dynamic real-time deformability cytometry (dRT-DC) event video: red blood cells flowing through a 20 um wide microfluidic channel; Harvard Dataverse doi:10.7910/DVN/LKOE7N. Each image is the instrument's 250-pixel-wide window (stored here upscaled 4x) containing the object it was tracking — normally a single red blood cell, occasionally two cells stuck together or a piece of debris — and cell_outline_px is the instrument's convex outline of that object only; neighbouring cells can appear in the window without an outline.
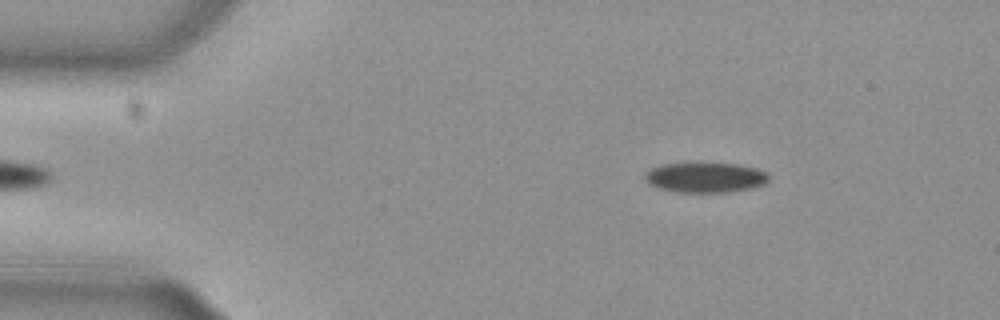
{"species": "common noctule bat (a hibernating species)", "species_latin": "Nyctalus noctula", "temperature_condition": "cold", "stored_images_in_passage": 48, "camera_frame_rate_fps": 3000, "um_per_image_px": 0.085, "animal": {"sex": "female", "body_mass_g": 29.2, "forearm_length_mm": 56.3}, "frame": {"image": 1, "passage_image": 2, "time_ms": 0.333, "image_size_px": [1000, 320], "cell_outline_px": [[768, 180], [764, 184], [752, 188], [724, 192], [676, 192], [656, 188], [648, 184], [644, 176], [652, 168], [660, 164], [736, 164], [756, 168], [764, 172], [768, 176]], "centroid_in_image_um": [59.92, 15.1], "position_along_channel_um": 25.1, "area_um2": 21.39}}
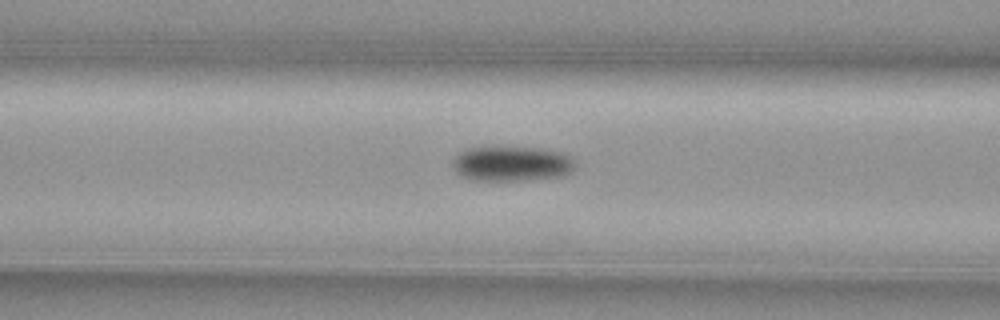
{"frame": {"image": 2, "passage_image": 15, "time_ms": 4.667, "image_size_px": [1000, 320], "cell_outline_px": [[576, 168], [572, 172], [564, 176], [524, 180], [472, 180], [460, 176], [456, 172], [452, 164], [452, 160], [460, 152], [468, 148], [536, 148], [560, 152], [576, 160]], "centroid_in_image_um": [43.52, 13.94], "position_along_channel_um": 123.1, "area_um2": 24.91}}
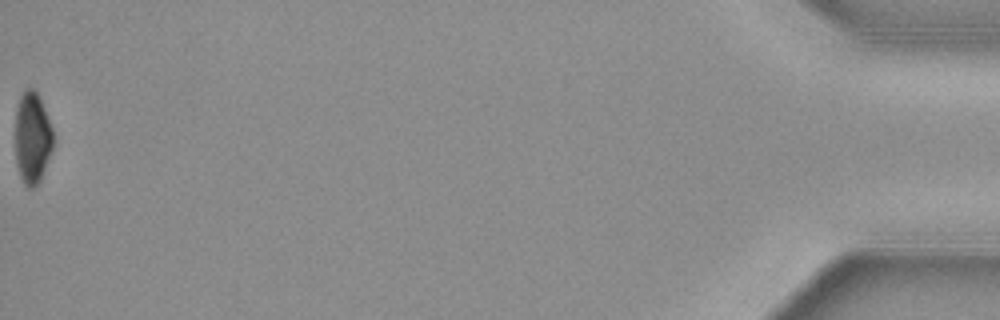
{"frame": {"image": 3, "passage_image": 48, "time_ms": 15.667, "image_size_px": [1000, 320], "cell_outline_px": [[56, 140], [40, 180], [36, 188], [28, 188], [24, 184], [20, 176], [16, 164], [16, 108], [20, 96], [24, 88], [32, 88], [36, 92], [40, 100], [52, 128]], "centroid_in_image_um": [2.76, 11.74], "position_along_channel_um": 432.4, "area_um2": 20.35}, "authors_computed_cell_mechanics": {"area_um2": 23.8425, "velocity_mm_per_s": 3.803, "shape_relaxation_time_tau1_ms": 4.1754, "shape_relaxation_time_tau2_ms": null, "deformation_change_tau1": 0.0932, "deformation_change_tau2": null}}